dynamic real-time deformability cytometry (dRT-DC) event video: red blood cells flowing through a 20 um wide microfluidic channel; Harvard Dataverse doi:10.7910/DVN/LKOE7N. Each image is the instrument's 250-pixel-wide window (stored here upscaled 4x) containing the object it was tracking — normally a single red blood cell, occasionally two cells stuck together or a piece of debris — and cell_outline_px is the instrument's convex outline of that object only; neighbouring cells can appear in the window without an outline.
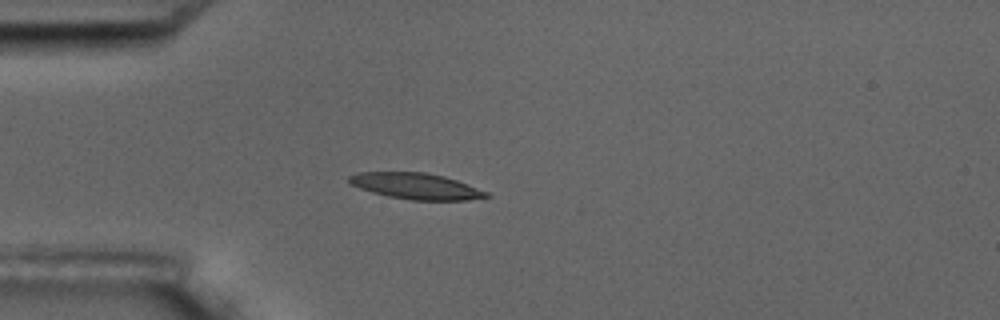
{"species": "common noctule bat (a hibernating species)", "species_latin": "Nyctalus noctula", "temperature_condition": "room temperature", "stored_images_in_passage": 4, "camera_frame_rate_fps": 3000, "um_per_image_px": 0.085, "animal": {"sex": "male", "body_mass_g": 17.5, "forearm_length_mm": 52.3}, "frame": {"image": 1, "passage_image": 3, "time_ms": 2.333, "image_size_px": [1000, 320], "cell_outline_px": [[492, 196], [468, 200], [412, 200], [388, 196], [372, 192], [348, 184], [348, 176], [360, 172], [424, 172], [444, 176], [456, 180], [488, 192]], "centroid_in_image_um": [35.34, 15.82], "position_along_channel_um": 49.7, "area_um2": 20.81}}